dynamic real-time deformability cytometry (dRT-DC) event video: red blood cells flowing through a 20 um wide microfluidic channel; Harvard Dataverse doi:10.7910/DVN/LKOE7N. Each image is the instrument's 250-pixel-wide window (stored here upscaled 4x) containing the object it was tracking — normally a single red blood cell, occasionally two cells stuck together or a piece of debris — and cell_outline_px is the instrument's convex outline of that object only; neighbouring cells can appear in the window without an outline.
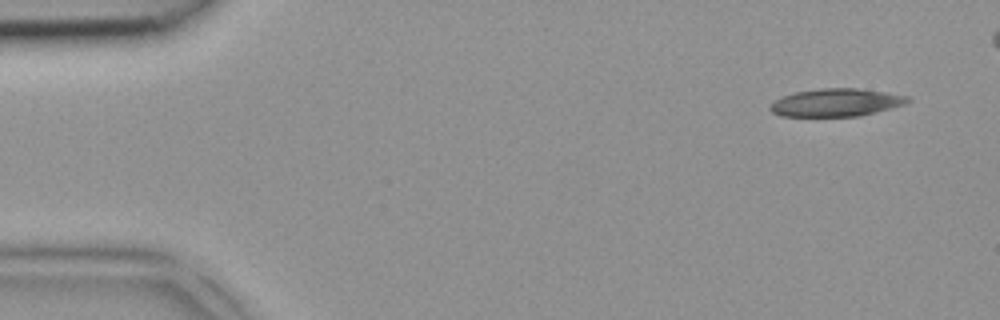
{"species": "common noctule bat (a hibernating species)", "species_latin": "Nyctalus noctula", "temperature_condition": "room temperature", "stored_images_in_passage": 5, "camera_frame_rate_fps": 3000, "um_per_image_px": 0.085, "animal": {"sex": "female", "body_mass_g": 18.4}, "frame": {"image": 1, "passage_image": 1, "time_ms": 0.0, "image_size_px": [1000, 320], "cell_outline_px": [[912, 100], [904, 104], [860, 116], [780, 116], [772, 112], [768, 108], [776, 100], [784, 96], [796, 92], [820, 88], [856, 88], [884, 92], [908, 96]], "centroid_in_image_um": [71.07, 8.71], "position_along_channel_um": 13.9, "area_um2": 22.02}}